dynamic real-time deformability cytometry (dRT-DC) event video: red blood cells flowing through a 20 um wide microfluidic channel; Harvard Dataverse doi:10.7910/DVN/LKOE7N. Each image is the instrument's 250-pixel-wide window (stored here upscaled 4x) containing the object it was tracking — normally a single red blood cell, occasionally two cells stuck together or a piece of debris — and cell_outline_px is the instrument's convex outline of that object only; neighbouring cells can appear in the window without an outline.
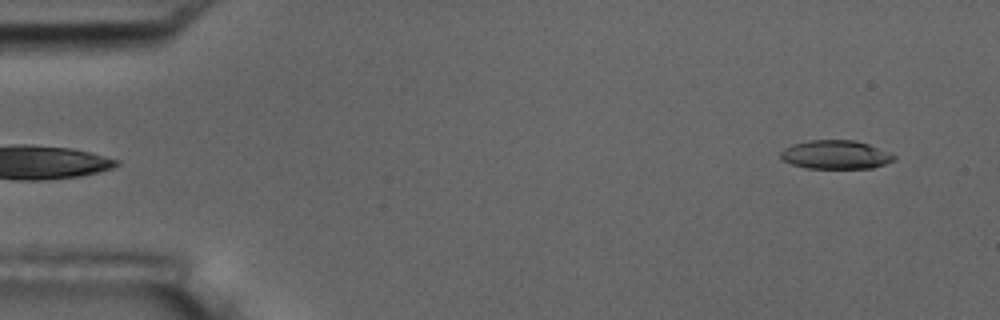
{"species": "common noctule bat (a hibernating species)", "species_latin": "Nyctalus noctula", "temperature_condition": "room temperature", "stored_images_in_passage": 5, "camera_frame_rate_fps": 3000, "um_per_image_px": 0.085, "animal": {"sex": "male", "body_mass_g": 17.5, "forearm_length_mm": 52.3}, "frame": {"image": 1, "passage_image": 5, "time_ms": 4.667, "image_size_px": [1000, 320], "cell_outline_px": [[896, 160], [872, 168], [804, 168], [792, 164], [784, 160], [780, 156], [780, 152], [784, 148], [792, 144], [808, 140], [856, 140], [868, 144], [888, 152], [896, 156]], "centroid_in_image_um": [71.02, 13.14], "position_along_channel_um": 14.0, "area_um2": 18.96}}